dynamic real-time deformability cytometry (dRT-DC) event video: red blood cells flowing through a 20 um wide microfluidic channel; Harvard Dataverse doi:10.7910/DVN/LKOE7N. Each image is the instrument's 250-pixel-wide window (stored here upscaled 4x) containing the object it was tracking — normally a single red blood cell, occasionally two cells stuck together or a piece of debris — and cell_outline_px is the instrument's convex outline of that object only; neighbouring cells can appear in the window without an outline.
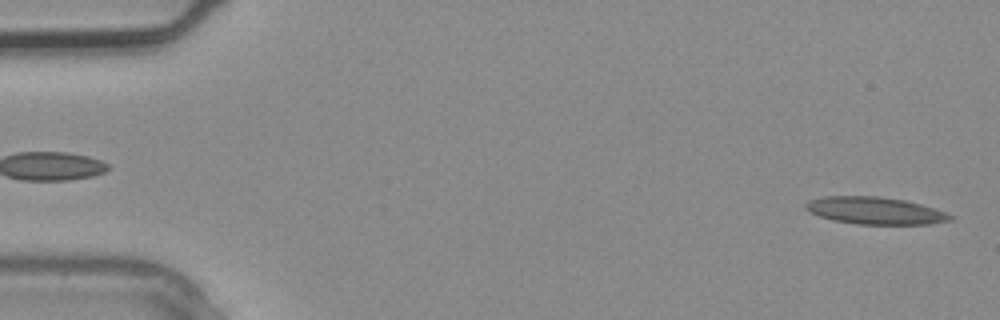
{"species": "common noctule bat (a hibernating species)", "species_latin": "Nyctalus noctula", "temperature_condition": "warm", "stored_images_in_passage": 4, "camera_frame_rate_fps": 3000, "um_per_image_px": 0.085, "animal": {"sex": "male", "body_mass_g": 20.4}, "frame": {"image": 1, "passage_image": 4, "time_ms": 1.0, "image_size_px": [1000, 320], "cell_outline_px": [[952, 220], [932, 224], [856, 224], [832, 220], [808, 212], [804, 208], [804, 204], [808, 200], [824, 196], [880, 196], [904, 200], [920, 204], [944, 212], [952, 216]], "centroid_in_image_um": [74.32, 17.9], "position_along_channel_um": 10.7, "area_um2": 22.95}}